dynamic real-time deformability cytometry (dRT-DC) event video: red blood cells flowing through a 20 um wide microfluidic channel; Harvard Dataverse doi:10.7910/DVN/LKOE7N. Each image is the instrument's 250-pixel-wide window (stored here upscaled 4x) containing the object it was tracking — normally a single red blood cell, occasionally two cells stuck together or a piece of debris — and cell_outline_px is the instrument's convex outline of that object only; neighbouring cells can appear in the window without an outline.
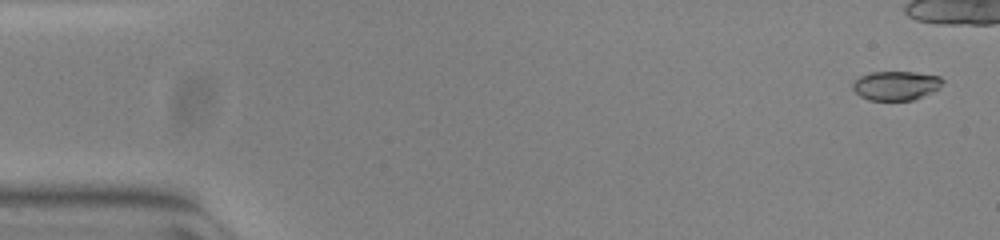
{"species": "common noctule bat (a hibernating species)", "species_latin": "Nyctalus noctula", "temperature_condition": "warm", "stored_images_in_passage": 42, "camera_frame_rate_fps": 3000, "um_per_image_px": 0.085, "animal": {"sex": "female", "body_mass_g": 23.0, "forearm_length_mm": 53.4}, "frame": {"image": 1, "passage_image": 2, "time_ms": 0.333, "image_size_px": [1000, 240], "cell_outline_px": [[944, 80], [940, 88], [912, 100], [868, 100], [860, 96], [852, 88], [852, 84], [860, 76], [872, 72], [916, 72], [940, 76]], "centroid_in_image_um": [76.16, 7.27], "position_along_channel_um": 8.8, "area_um2": 15.2}}
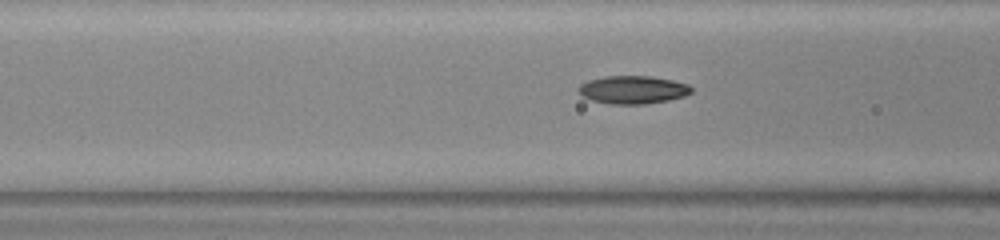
{"frame": {"image": 2, "passage_image": 21, "time_ms": 6.667, "image_size_px": [1000, 240], "cell_outline_px": [[692, 92], [684, 96], [668, 100], [644, 104], [612, 104], [592, 100], [580, 96], [576, 92], [576, 88], [580, 84], [588, 80], [604, 76], [652, 76], [672, 80], [688, 84], [692, 88]], "centroid_in_image_um": [53.74, 7.62], "position_along_channel_um": 112.9, "area_um2": 18.61}}
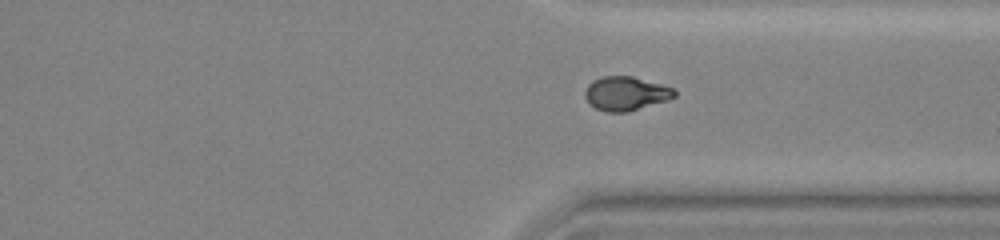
{"frame": {"image": 3, "passage_image": 40, "time_ms": 13.0, "image_size_px": [1000, 240], "cell_outline_px": [[676, 96], [668, 100], [628, 112], [608, 112], [596, 108], [588, 104], [584, 96], [584, 92], [588, 84], [592, 80], [604, 76], [632, 76], [660, 84], [672, 88], [676, 92]], "centroid_in_image_um": [53.16, 7.95], "position_along_channel_um": 358.2, "area_um2": 17.74}}